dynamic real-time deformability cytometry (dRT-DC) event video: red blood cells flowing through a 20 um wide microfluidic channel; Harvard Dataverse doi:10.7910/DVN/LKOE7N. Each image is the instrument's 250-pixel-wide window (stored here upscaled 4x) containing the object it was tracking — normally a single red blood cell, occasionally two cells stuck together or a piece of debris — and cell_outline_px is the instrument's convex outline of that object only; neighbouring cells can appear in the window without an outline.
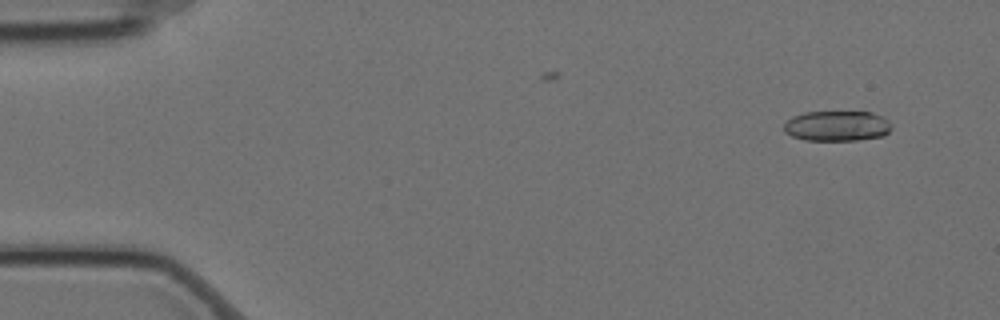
{"species": "Egyptian fruit bat (a non-hibernating species)", "species_latin": "Rousettus aegyptiacus", "temperature_condition": "cold", "stored_images_in_passage": 5, "camera_frame_rate_fps": 3000, "um_per_image_px": 0.085, "animal": {"sex": "female"}, "frame": {"image": 1, "passage_image": 2, "time_ms": 0.333, "image_size_px": [1000, 320], "cell_outline_px": [[892, 128], [884, 136], [860, 140], [804, 140], [792, 136], [784, 132], [784, 124], [792, 116], [804, 112], [872, 112], [884, 116], [892, 124]], "centroid_in_image_um": [71.18, 10.7], "position_along_channel_um": 13.8, "area_um2": 19.25}}